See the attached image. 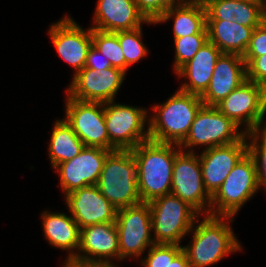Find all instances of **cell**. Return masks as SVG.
I'll use <instances>...</instances> for the list:
<instances>
[{
    "instance_id": "ba28073f",
    "label": "cell",
    "mask_w": 266,
    "mask_h": 267,
    "mask_svg": "<svg viewBox=\"0 0 266 267\" xmlns=\"http://www.w3.org/2000/svg\"><path fill=\"white\" fill-rule=\"evenodd\" d=\"M216 108L238 126L246 123V134L261 132L266 113V87L246 80L219 102Z\"/></svg>"
},
{
    "instance_id": "e0dca14e",
    "label": "cell",
    "mask_w": 266,
    "mask_h": 267,
    "mask_svg": "<svg viewBox=\"0 0 266 267\" xmlns=\"http://www.w3.org/2000/svg\"><path fill=\"white\" fill-rule=\"evenodd\" d=\"M65 197L71 216L80 229L116 220L117 209L102 195L97 185L76 189Z\"/></svg>"
},
{
    "instance_id": "f1b7e54d",
    "label": "cell",
    "mask_w": 266,
    "mask_h": 267,
    "mask_svg": "<svg viewBox=\"0 0 266 267\" xmlns=\"http://www.w3.org/2000/svg\"><path fill=\"white\" fill-rule=\"evenodd\" d=\"M207 41L208 34H194L174 38L176 48L174 70L177 72L184 64L190 61Z\"/></svg>"
},
{
    "instance_id": "3957f363",
    "label": "cell",
    "mask_w": 266,
    "mask_h": 267,
    "mask_svg": "<svg viewBox=\"0 0 266 267\" xmlns=\"http://www.w3.org/2000/svg\"><path fill=\"white\" fill-rule=\"evenodd\" d=\"M232 216L207 215L195 226L193 242L184 246L190 267H206L217 263L224 256L241 249L226 219ZM225 220V222H224Z\"/></svg>"
},
{
    "instance_id": "4fadbf2b",
    "label": "cell",
    "mask_w": 266,
    "mask_h": 267,
    "mask_svg": "<svg viewBox=\"0 0 266 267\" xmlns=\"http://www.w3.org/2000/svg\"><path fill=\"white\" fill-rule=\"evenodd\" d=\"M78 250L79 252H85L86 256L72 251L69 253L64 266L68 264L110 263L112 261H109V259L114 257L120 260L116 223L105 222L80 229Z\"/></svg>"
},
{
    "instance_id": "d6a6232c",
    "label": "cell",
    "mask_w": 266,
    "mask_h": 267,
    "mask_svg": "<svg viewBox=\"0 0 266 267\" xmlns=\"http://www.w3.org/2000/svg\"><path fill=\"white\" fill-rule=\"evenodd\" d=\"M176 1L179 0H135L138 10L147 20L153 22H156L166 10L181 5Z\"/></svg>"
},
{
    "instance_id": "f35d334b",
    "label": "cell",
    "mask_w": 266,
    "mask_h": 267,
    "mask_svg": "<svg viewBox=\"0 0 266 267\" xmlns=\"http://www.w3.org/2000/svg\"><path fill=\"white\" fill-rule=\"evenodd\" d=\"M207 0H179L178 4H197L205 6Z\"/></svg>"
},
{
    "instance_id": "f546056e",
    "label": "cell",
    "mask_w": 266,
    "mask_h": 267,
    "mask_svg": "<svg viewBox=\"0 0 266 267\" xmlns=\"http://www.w3.org/2000/svg\"><path fill=\"white\" fill-rule=\"evenodd\" d=\"M234 20L240 25L255 29L266 20V16L260 3L236 0Z\"/></svg>"
},
{
    "instance_id": "e575fe53",
    "label": "cell",
    "mask_w": 266,
    "mask_h": 267,
    "mask_svg": "<svg viewBox=\"0 0 266 267\" xmlns=\"http://www.w3.org/2000/svg\"><path fill=\"white\" fill-rule=\"evenodd\" d=\"M264 54H266V20L254 29L243 57H258Z\"/></svg>"
},
{
    "instance_id": "5b68a950",
    "label": "cell",
    "mask_w": 266,
    "mask_h": 267,
    "mask_svg": "<svg viewBox=\"0 0 266 267\" xmlns=\"http://www.w3.org/2000/svg\"><path fill=\"white\" fill-rule=\"evenodd\" d=\"M154 243L179 244L193 230L199 213L172 193L149 202Z\"/></svg>"
},
{
    "instance_id": "9a60e30c",
    "label": "cell",
    "mask_w": 266,
    "mask_h": 267,
    "mask_svg": "<svg viewBox=\"0 0 266 267\" xmlns=\"http://www.w3.org/2000/svg\"><path fill=\"white\" fill-rule=\"evenodd\" d=\"M112 151L99 147H84L73 159L58 164L60 186L65 195L79 188L97 185L106 157Z\"/></svg>"
},
{
    "instance_id": "4316f807",
    "label": "cell",
    "mask_w": 266,
    "mask_h": 267,
    "mask_svg": "<svg viewBox=\"0 0 266 267\" xmlns=\"http://www.w3.org/2000/svg\"><path fill=\"white\" fill-rule=\"evenodd\" d=\"M125 57V72L127 68L147 54V49L141 41V27L133 30L114 32Z\"/></svg>"
},
{
    "instance_id": "60d3db41",
    "label": "cell",
    "mask_w": 266,
    "mask_h": 267,
    "mask_svg": "<svg viewBox=\"0 0 266 267\" xmlns=\"http://www.w3.org/2000/svg\"><path fill=\"white\" fill-rule=\"evenodd\" d=\"M243 1H249V2L260 3V0H243Z\"/></svg>"
},
{
    "instance_id": "44dd1931",
    "label": "cell",
    "mask_w": 266,
    "mask_h": 267,
    "mask_svg": "<svg viewBox=\"0 0 266 267\" xmlns=\"http://www.w3.org/2000/svg\"><path fill=\"white\" fill-rule=\"evenodd\" d=\"M221 50L207 41L177 72L178 76L188 77L189 83L182 84L180 90L201 96L208 88L214 67Z\"/></svg>"
},
{
    "instance_id": "277c9868",
    "label": "cell",
    "mask_w": 266,
    "mask_h": 267,
    "mask_svg": "<svg viewBox=\"0 0 266 267\" xmlns=\"http://www.w3.org/2000/svg\"><path fill=\"white\" fill-rule=\"evenodd\" d=\"M97 186L117 210L142 202L132 150H115L106 157Z\"/></svg>"
},
{
    "instance_id": "cb8c5ba5",
    "label": "cell",
    "mask_w": 266,
    "mask_h": 267,
    "mask_svg": "<svg viewBox=\"0 0 266 267\" xmlns=\"http://www.w3.org/2000/svg\"><path fill=\"white\" fill-rule=\"evenodd\" d=\"M174 16V38L194 34H208L205 6L181 4L166 10L155 23L165 22Z\"/></svg>"
},
{
    "instance_id": "484cf974",
    "label": "cell",
    "mask_w": 266,
    "mask_h": 267,
    "mask_svg": "<svg viewBox=\"0 0 266 267\" xmlns=\"http://www.w3.org/2000/svg\"><path fill=\"white\" fill-rule=\"evenodd\" d=\"M92 45L100 51L101 56L110 61L112 67L125 72V57L118 36L114 32L92 29Z\"/></svg>"
},
{
    "instance_id": "7c38bea8",
    "label": "cell",
    "mask_w": 266,
    "mask_h": 267,
    "mask_svg": "<svg viewBox=\"0 0 266 267\" xmlns=\"http://www.w3.org/2000/svg\"><path fill=\"white\" fill-rule=\"evenodd\" d=\"M67 98L65 120L85 147H99L109 150L104 103L80 101L69 95Z\"/></svg>"
},
{
    "instance_id": "6da1fadb",
    "label": "cell",
    "mask_w": 266,
    "mask_h": 267,
    "mask_svg": "<svg viewBox=\"0 0 266 267\" xmlns=\"http://www.w3.org/2000/svg\"><path fill=\"white\" fill-rule=\"evenodd\" d=\"M176 147L179 149L177 144L149 139L132 149L137 164L138 191L142 202L149 203L171 193L174 160L179 152Z\"/></svg>"
},
{
    "instance_id": "ab89813d",
    "label": "cell",
    "mask_w": 266,
    "mask_h": 267,
    "mask_svg": "<svg viewBox=\"0 0 266 267\" xmlns=\"http://www.w3.org/2000/svg\"><path fill=\"white\" fill-rule=\"evenodd\" d=\"M260 5L263 8V11L266 13V0H260Z\"/></svg>"
},
{
    "instance_id": "52a82bcc",
    "label": "cell",
    "mask_w": 266,
    "mask_h": 267,
    "mask_svg": "<svg viewBox=\"0 0 266 267\" xmlns=\"http://www.w3.org/2000/svg\"><path fill=\"white\" fill-rule=\"evenodd\" d=\"M113 102L104 103L109 150H132L141 142L149 140V128L143 132L147 111Z\"/></svg>"
},
{
    "instance_id": "d6986e66",
    "label": "cell",
    "mask_w": 266,
    "mask_h": 267,
    "mask_svg": "<svg viewBox=\"0 0 266 267\" xmlns=\"http://www.w3.org/2000/svg\"><path fill=\"white\" fill-rule=\"evenodd\" d=\"M246 79L243 56L222 53L218 58L208 88L200 96L205 106H216Z\"/></svg>"
},
{
    "instance_id": "8992f818",
    "label": "cell",
    "mask_w": 266,
    "mask_h": 267,
    "mask_svg": "<svg viewBox=\"0 0 266 267\" xmlns=\"http://www.w3.org/2000/svg\"><path fill=\"white\" fill-rule=\"evenodd\" d=\"M258 189L255 162L247 153L211 197V205L205 210L206 214L234 217Z\"/></svg>"
},
{
    "instance_id": "7a4b0ae2",
    "label": "cell",
    "mask_w": 266,
    "mask_h": 267,
    "mask_svg": "<svg viewBox=\"0 0 266 267\" xmlns=\"http://www.w3.org/2000/svg\"><path fill=\"white\" fill-rule=\"evenodd\" d=\"M203 105L199 95L179 89L166 103L153 107L157 115H153L149 121V139L180 145Z\"/></svg>"
},
{
    "instance_id": "8d00e7d4",
    "label": "cell",
    "mask_w": 266,
    "mask_h": 267,
    "mask_svg": "<svg viewBox=\"0 0 266 267\" xmlns=\"http://www.w3.org/2000/svg\"><path fill=\"white\" fill-rule=\"evenodd\" d=\"M168 267H190L186 253L182 250L174 259H169Z\"/></svg>"
},
{
    "instance_id": "7402d4cb",
    "label": "cell",
    "mask_w": 266,
    "mask_h": 267,
    "mask_svg": "<svg viewBox=\"0 0 266 267\" xmlns=\"http://www.w3.org/2000/svg\"><path fill=\"white\" fill-rule=\"evenodd\" d=\"M208 41L222 53L243 56L249 46L254 28L227 20H206Z\"/></svg>"
},
{
    "instance_id": "74e56055",
    "label": "cell",
    "mask_w": 266,
    "mask_h": 267,
    "mask_svg": "<svg viewBox=\"0 0 266 267\" xmlns=\"http://www.w3.org/2000/svg\"><path fill=\"white\" fill-rule=\"evenodd\" d=\"M64 267H115L113 263L68 264Z\"/></svg>"
},
{
    "instance_id": "ac0fdd59",
    "label": "cell",
    "mask_w": 266,
    "mask_h": 267,
    "mask_svg": "<svg viewBox=\"0 0 266 267\" xmlns=\"http://www.w3.org/2000/svg\"><path fill=\"white\" fill-rule=\"evenodd\" d=\"M49 34L59 56L76 69L75 74L81 71L85 67L88 50L92 46V28L84 31L66 16L52 24Z\"/></svg>"
},
{
    "instance_id": "5bb4252c",
    "label": "cell",
    "mask_w": 266,
    "mask_h": 267,
    "mask_svg": "<svg viewBox=\"0 0 266 267\" xmlns=\"http://www.w3.org/2000/svg\"><path fill=\"white\" fill-rule=\"evenodd\" d=\"M124 78L125 72L115 67L99 71L83 68L74 74L67 93L70 97L80 101L102 103L114 101Z\"/></svg>"
},
{
    "instance_id": "30bf717a",
    "label": "cell",
    "mask_w": 266,
    "mask_h": 267,
    "mask_svg": "<svg viewBox=\"0 0 266 267\" xmlns=\"http://www.w3.org/2000/svg\"><path fill=\"white\" fill-rule=\"evenodd\" d=\"M116 227L119 237L120 259L141 256L154 244L151 238V213L149 203L141 202L117 210Z\"/></svg>"
},
{
    "instance_id": "d4e9b609",
    "label": "cell",
    "mask_w": 266,
    "mask_h": 267,
    "mask_svg": "<svg viewBox=\"0 0 266 267\" xmlns=\"http://www.w3.org/2000/svg\"><path fill=\"white\" fill-rule=\"evenodd\" d=\"M84 147V143L66 120L55 122L49 145V156L53 168L60 163L73 159L80 154Z\"/></svg>"
},
{
    "instance_id": "836d02e7",
    "label": "cell",
    "mask_w": 266,
    "mask_h": 267,
    "mask_svg": "<svg viewBox=\"0 0 266 267\" xmlns=\"http://www.w3.org/2000/svg\"><path fill=\"white\" fill-rule=\"evenodd\" d=\"M243 59L246 63V79L266 87V54Z\"/></svg>"
},
{
    "instance_id": "1f68e13d",
    "label": "cell",
    "mask_w": 266,
    "mask_h": 267,
    "mask_svg": "<svg viewBox=\"0 0 266 267\" xmlns=\"http://www.w3.org/2000/svg\"><path fill=\"white\" fill-rule=\"evenodd\" d=\"M206 20L234 21L236 0H207Z\"/></svg>"
},
{
    "instance_id": "83f0119b",
    "label": "cell",
    "mask_w": 266,
    "mask_h": 267,
    "mask_svg": "<svg viewBox=\"0 0 266 267\" xmlns=\"http://www.w3.org/2000/svg\"><path fill=\"white\" fill-rule=\"evenodd\" d=\"M261 130V133L259 131L247 133L246 137L251 138V143H247L248 154L255 162L258 188L263 185L266 189V125ZM259 137L261 143H258Z\"/></svg>"
},
{
    "instance_id": "8fae6325",
    "label": "cell",
    "mask_w": 266,
    "mask_h": 267,
    "mask_svg": "<svg viewBox=\"0 0 266 267\" xmlns=\"http://www.w3.org/2000/svg\"><path fill=\"white\" fill-rule=\"evenodd\" d=\"M171 193L187 202L198 213L210 207L211 196L203 185L202 168L199 156L194 151L177 153L172 174Z\"/></svg>"
},
{
    "instance_id": "4dcf8cb0",
    "label": "cell",
    "mask_w": 266,
    "mask_h": 267,
    "mask_svg": "<svg viewBox=\"0 0 266 267\" xmlns=\"http://www.w3.org/2000/svg\"><path fill=\"white\" fill-rule=\"evenodd\" d=\"M182 250L178 244L154 243L142 264L144 267H168L169 259H174Z\"/></svg>"
},
{
    "instance_id": "603a6c76",
    "label": "cell",
    "mask_w": 266,
    "mask_h": 267,
    "mask_svg": "<svg viewBox=\"0 0 266 267\" xmlns=\"http://www.w3.org/2000/svg\"><path fill=\"white\" fill-rule=\"evenodd\" d=\"M43 230L49 243L62 250H75L80 246V228L71 216L64 213H42Z\"/></svg>"
},
{
    "instance_id": "2e32d148",
    "label": "cell",
    "mask_w": 266,
    "mask_h": 267,
    "mask_svg": "<svg viewBox=\"0 0 266 267\" xmlns=\"http://www.w3.org/2000/svg\"><path fill=\"white\" fill-rule=\"evenodd\" d=\"M246 138L245 134L232 144L205 149L199 156L203 185L211 197L221 187L232 169L248 153Z\"/></svg>"
},
{
    "instance_id": "d590c367",
    "label": "cell",
    "mask_w": 266,
    "mask_h": 267,
    "mask_svg": "<svg viewBox=\"0 0 266 267\" xmlns=\"http://www.w3.org/2000/svg\"><path fill=\"white\" fill-rule=\"evenodd\" d=\"M100 55H102L100 51L92 45L88 50L84 68H92L96 71H99L112 67L110 61L107 58L100 60Z\"/></svg>"
},
{
    "instance_id": "ffe728a7",
    "label": "cell",
    "mask_w": 266,
    "mask_h": 267,
    "mask_svg": "<svg viewBox=\"0 0 266 267\" xmlns=\"http://www.w3.org/2000/svg\"><path fill=\"white\" fill-rule=\"evenodd\" d=\"M92 29L104 32L133 30L153 23L138 10L135 0H98Z\"/></svg>"
},
{
    "instance_id": "9c48e42d",
    "label": "cell",
    "mask_w": 266,
    "mask_h": 267,
    "mask_svg": "<svg viewBox=\"0 0 266 267\" xmlns=\"http://www.w3.org/2000/svg\"><path fill=\"white\" fill-rule=\"evenodd\" d=\"M239 126L226 115L221 113L216 106L203 105L197 112L191 124L190 131L185 140L179 145L193 147L207 145L206 149L223 146L239 141L246 133L238 132Z\"/></svg>"
}]
</instances>
